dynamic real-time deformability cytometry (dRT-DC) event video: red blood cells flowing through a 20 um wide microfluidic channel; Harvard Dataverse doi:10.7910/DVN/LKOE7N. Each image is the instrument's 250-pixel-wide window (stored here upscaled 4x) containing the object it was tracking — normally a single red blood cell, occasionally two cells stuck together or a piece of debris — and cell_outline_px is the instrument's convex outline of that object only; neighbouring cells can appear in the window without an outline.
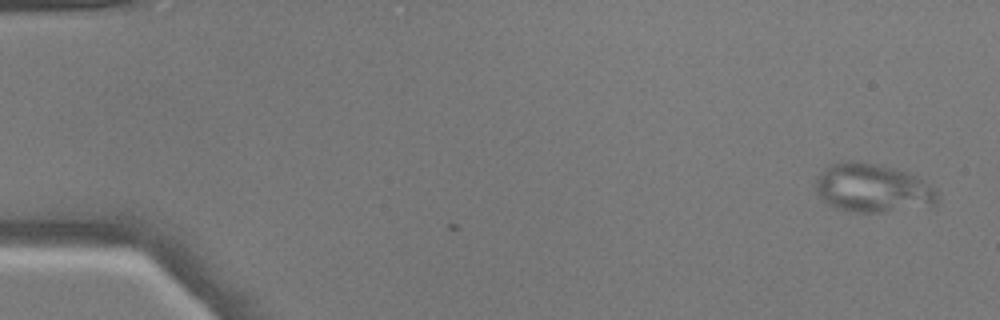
{"species": "common noctule bat (a hibernating species)", "species_latin": "Nyctalus noctula", "temperature_condition": "warm", "stored_images_in_passage": 4, "camera_frame_rate_fps": 3000, "um_per_image_px": 0.085, "animal": {"sex": "male", "body_mass_g": 17.9}, "frame": {"image": 1, "passage_image": 1, "time_ms": 0.0, "image_size_px": [1000, 320], "cell_outline_px": [[940, 200], [932, 208], [884, 212], [856, 212], [840, 208], [824, 200], [816, 192], [812, 184], [816, 176], [828, 164], [840, 160], [856, 160], [876, 164], [908, 172], [924, 180], [936, 192]], "centroid_in_image_um": [74.18, 15.98], "position_along_channel_um": 10.8, "area_um2": 35.26}}